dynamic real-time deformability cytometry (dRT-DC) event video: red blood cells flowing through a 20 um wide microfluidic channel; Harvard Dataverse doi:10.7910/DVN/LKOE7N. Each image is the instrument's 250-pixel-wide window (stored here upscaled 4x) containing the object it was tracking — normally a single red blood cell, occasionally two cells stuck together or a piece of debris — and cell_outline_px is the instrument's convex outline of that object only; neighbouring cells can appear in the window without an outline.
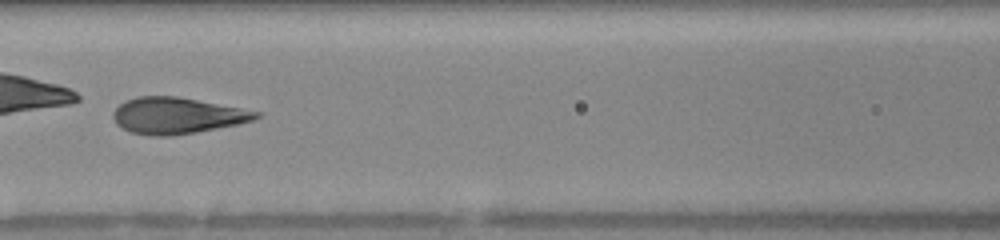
{"species": "human", "species_latin": "Homo sapiens", "temperature_condition": "warm", "stored_images_in_passage": 3, "camera_frame_rate_fps": 3000, "um_per_image_px": 0.085, "donor": {"sex": "female"}, "frame": {"image": 1, "passage_image": 3, "time_ms": 2.333, "image_size_px": [1000, 240], "cell_outline_px": [[260, 116], [252, 120], [240, 124], [196, 132], [172, 136], [152, 136], [132, 132], [116, 124], [112, 116], [112, 112], [124, 100], [136, 96], [176, 96], [240, 108], [260, 112]], "centroid_in_image_um": [15.01, 9.82], "position_along_channel_um": 151.6, "area_um2": 30.11}}